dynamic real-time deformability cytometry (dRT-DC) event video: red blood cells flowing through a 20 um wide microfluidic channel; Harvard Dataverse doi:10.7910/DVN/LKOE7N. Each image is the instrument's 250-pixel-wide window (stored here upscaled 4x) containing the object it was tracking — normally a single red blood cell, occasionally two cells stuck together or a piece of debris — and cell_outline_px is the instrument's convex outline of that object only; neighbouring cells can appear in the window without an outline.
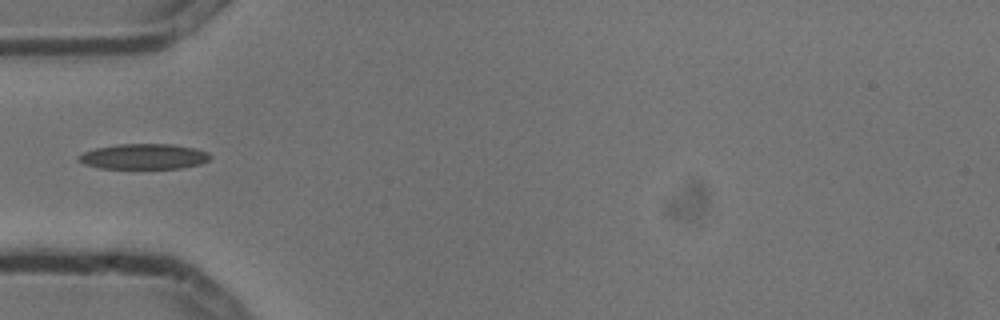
{"species": "common noctule bat (a hibernating species)", "species_latin": "Nyctalus noctula", "temperature_condition": "cold", "stored_images_in_passage": 5, "camera_frame_rate_fps": 3000, "um_per_image_px": 0.085, "animal": {"sex": "male", "body_mass_g": 13.3}, "frame": {"image": 1, "passage_image": 4, "time_ms": 1.0, "image_size_px": [1000, 320], "cell_outline_px": [[212, 156], [208, 160], [200, 164], [180, 168], [100, 168], [84, 164], [76, 160], [76, 156], [84, 152], [96, 148], [116, 144], [172, 144], [196, 148], [208, 152]], "centroid_in_image_um": [12.21, 13.3], "position_along_channel_um": 72.8, "area_um2": 19.54}}
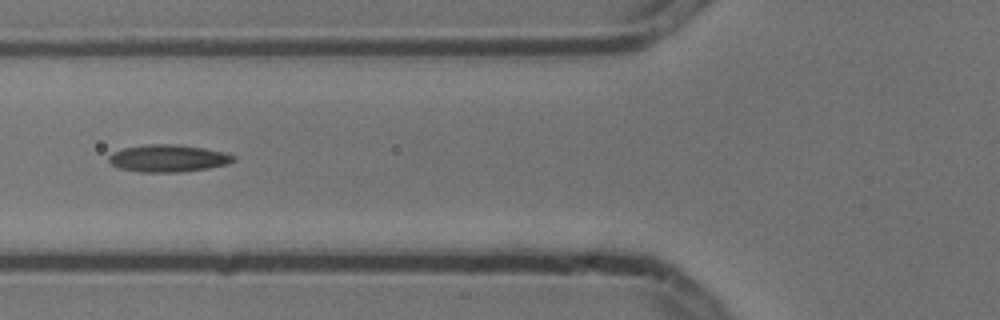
{"frame": {"image": 2, "passage_image": 5, "time_ms": 1.333, "image_size_px": [1000, 320], "cell_outline_px": [[236, 160], [228, 164], [208, 168], [180, 172], [140, 172], [120, 168], [112, 164], [108, 160], [108, 156], [112, 152], [124, 148], [148, 144], [176, 144], [204, 148], [224, 152], [236, 156]], "centroid_in_image_um": [14.31, 13.45], "position_along_channel_um": 111.5, "area_um2": 19.83}}